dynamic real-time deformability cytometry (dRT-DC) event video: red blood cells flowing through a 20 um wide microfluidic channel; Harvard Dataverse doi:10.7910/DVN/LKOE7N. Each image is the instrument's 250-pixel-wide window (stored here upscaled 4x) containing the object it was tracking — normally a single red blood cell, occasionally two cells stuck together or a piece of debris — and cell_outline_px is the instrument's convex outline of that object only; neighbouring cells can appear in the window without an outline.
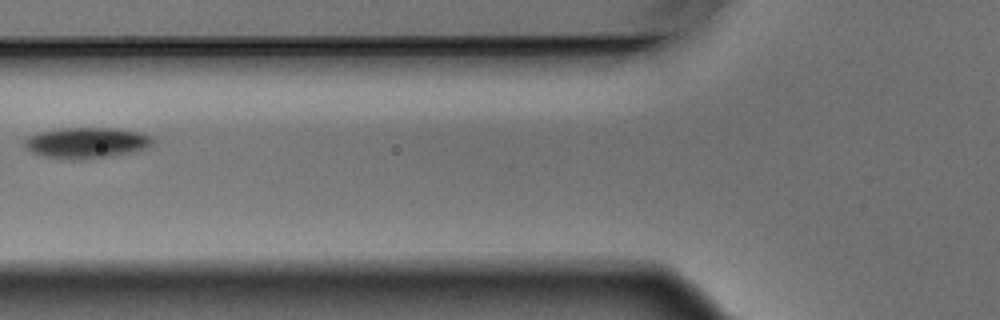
{"species": "Egyptian fruit bat (a non-hibernating species)", "species_latin": "Rousettus aegyptiacus", "temperature_condition": "warm", "stored_images_in_passage": 7, "camera_frame_rate_fps": 3000, "um_per_image_px": 0.085, "animal": {"sex": "male"}, "frame": {"image": 1, "passage_image": 7, "time_ms": 2.0, "image_size_px": [1000, 320], "cell_outline_px": [[152, 144], [148, 148], [132, 152], [108, 156], [76, 160], [68, 160], [44, 156], [32, 152], [24, 148], [24, 140], [28, 136], [36, 132], [56, 128], [116, 128], [144, 132], [152, 136]], "centroid_in_image_um": [7.33, 12.12], "position_along_channel_um": 118.5, "area_um2": 23.41}}